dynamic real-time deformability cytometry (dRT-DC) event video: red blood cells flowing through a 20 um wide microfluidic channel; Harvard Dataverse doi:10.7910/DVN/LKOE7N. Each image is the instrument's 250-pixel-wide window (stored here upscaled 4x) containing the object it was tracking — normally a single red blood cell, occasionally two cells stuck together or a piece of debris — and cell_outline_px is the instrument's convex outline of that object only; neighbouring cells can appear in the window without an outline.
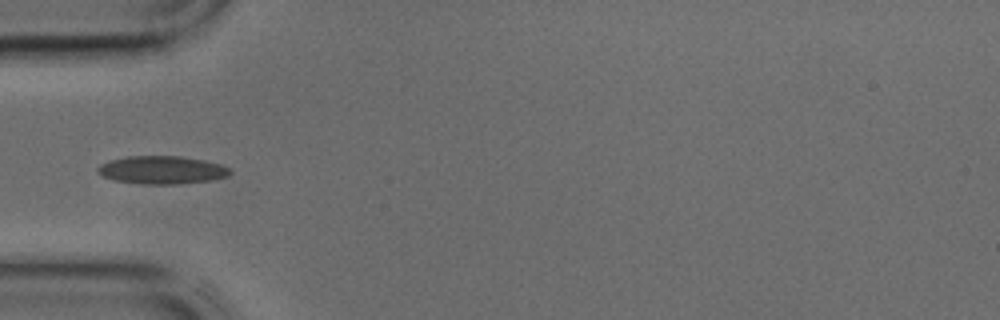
{"species": "common noctule bat (a hibernating species)", "species_latin": "Nyctalus noctula", "temperature_condition": "cold", "stored_images_in_passage": 43, "camera_frame_rate_fps": 3000, "um_per_image_px": 0.085, "animal": {"sex": "male", "body_mass_g": 17.9, "forearm_length_mm": 54.2}, "frame": {"image": 1, "passage_image": 13, "time_ms": 4.0, "image_size_px": [1000, 320], "cell_outline_px": [[232, 172], [228, 176], [208, 180], [176, 184], [144, 184], [112, 180], [96, 172], [96, 168], [100, 164], [108, 160], [128, 156], [180, 156], [204, 160], [220, 164], [228, 168]], "centroid_in_image_um": [13.71, 14.44], "position_along_channel_um": 71.3, "area_um2": 21.56}}
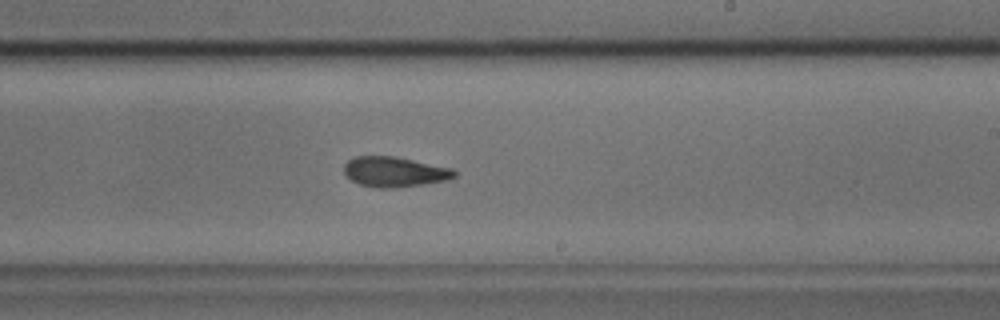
{"frame": {"image": 2, "passage_image": 25, "time_ms": 8.0, "image_size_px": [1000, 320], "cell_outline_px": [[456, 176], [448, 180], [424, 184], [396, 188], [380, 188], [360, 184], [352, 180], [344, 172], [344, 164], [348, 160], [356, 156], [396, 156], [452, 168], [456, 172]], "centroid_in_image_um": [33.56, 14.6], "position_along_channel_um": 255.4, "area_um2": 19.42}}